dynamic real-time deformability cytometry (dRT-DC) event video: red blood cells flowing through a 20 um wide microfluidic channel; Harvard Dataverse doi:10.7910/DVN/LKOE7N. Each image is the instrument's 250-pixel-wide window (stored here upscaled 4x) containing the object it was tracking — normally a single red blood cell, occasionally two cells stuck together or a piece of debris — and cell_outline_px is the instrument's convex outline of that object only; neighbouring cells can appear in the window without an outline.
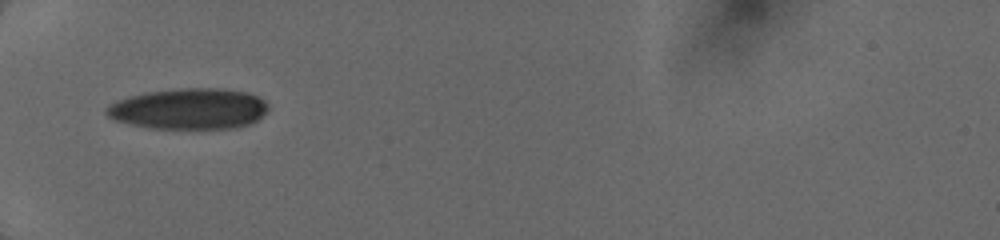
{"species": "human", "species_latin": "Homo sapiens", "temperature_condition": "cold", "stored_images_in_passage": 33, "camera_frame_rate_fps": 3000, "um_per_image_px": 0.085, "donor": {"sex": "female"}, "frame": {"image": 1, "passage_image": 1, "time_ms": 0.0, "image_size_px": [1000, 240], "cell_outline_px": [[268, 108], [256, 120], [248, 124], [236, 128], [152, 128], [132, 124], [116, 120], [108, 116], [104, 112], [112, 104], [120, 100], [132, 96], [148, 92], [180, 88], [216, 88], [248, 92], [264, 100], [268, 104]], "centroid_in_image_um": [16.1, 9.24], "position_along_channel_um": 68.9, "area_um2": 37.92}}
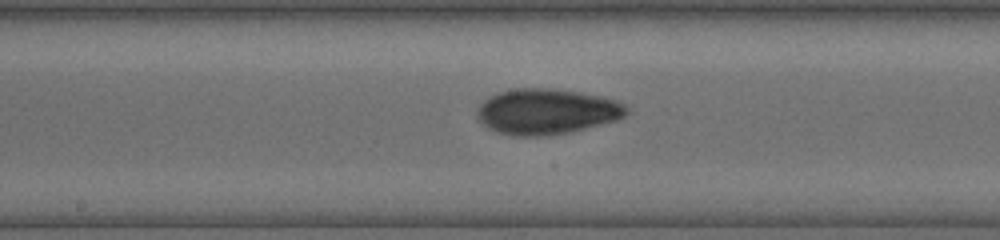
{"frame": {"image": 2, "passage_image": 16, "time_ms": 3.333, "image_size_px": [1000, 240], "cell_outline_px": [[632, 112], [616, 120], [568, 132], [548, 136], [512, 136], [496, 132], [488, 128], [476, 116], [476, 112], [480, 104], [488, 96], [500, 92], [516, 88], [552, 88], [580, 92], [604, 96], [616, 100], [624, 104]], "centroid_in_image_um": [46.47, 9.47], "position_along_channel_um": 201.7, "area_um2": 39.94}}
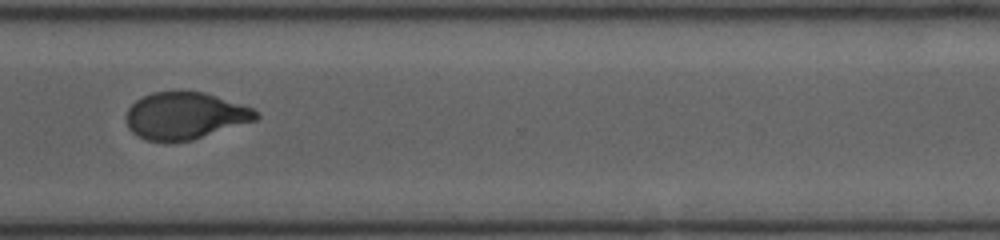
{"frame": {"image": 3, "passage_image": 32, "time_ms": 7.0, "image_size_px": [1000, 240], "cell_outline_px": [[260, 116], [256, 120], [192, 140], [164, 144], [148, 140], [132, 132], [128, 128], [124, 116], [128, 108], [136, 100], [152, 92], [204, 92], [252, 108]], "centroid_in_image_um": [15.68, 9.87], "position_along_channel_um": 354.9, "area_um2": 35.6}}